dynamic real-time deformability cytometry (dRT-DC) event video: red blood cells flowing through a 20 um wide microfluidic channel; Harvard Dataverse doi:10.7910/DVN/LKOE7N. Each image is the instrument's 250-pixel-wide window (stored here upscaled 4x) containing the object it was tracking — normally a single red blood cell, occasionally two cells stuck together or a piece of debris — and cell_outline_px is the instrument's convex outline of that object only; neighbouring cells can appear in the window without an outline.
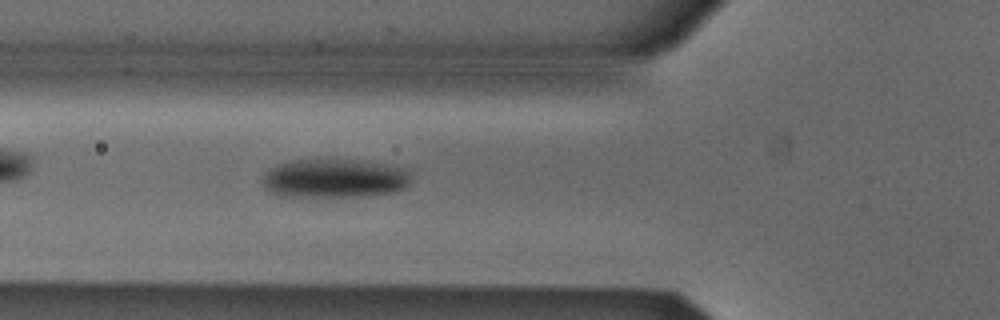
{"species": "Egyptian fruit bat (a non-hibernating species)", "species_latin": "Rousettus aegyptiacus", "temperature_condition": "cold", "stored_images_in_passage": 29, "camera_frame_rate_fps": 3000, "um_per_image_px": 0.085, "animal": {"sex": "male"}, "frame": {"image": 1, "passage_image": 7, "time_ms": 2.0, "image_size_px": [1000, 320], "cell_outline_px": [[408, 184], [404, 188], [396, 192], [356, 196], [280, 196], [272, 192], [264, 184], [264, 176], [268, 168], [292, 160], [324, 156], [364, 160], [388, 164], [404, 168], [408, 172]], "centroid_in_image_um": [28.43, 15.1], "position_along_channel_um": 97.4, "area_um2": 34.33}}
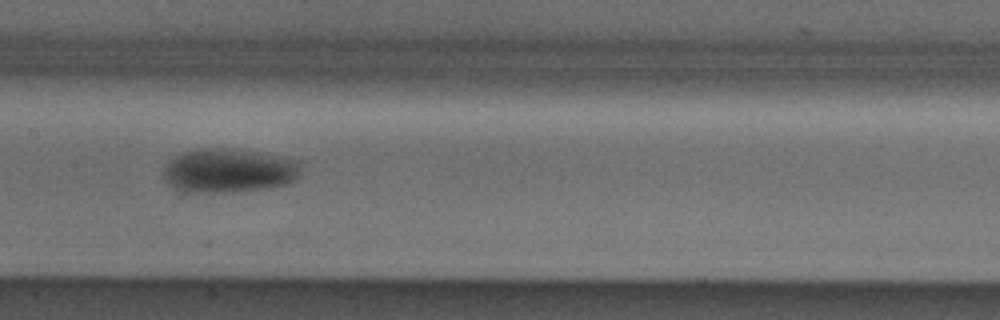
{"frame": {"image": 2, "passage_image": 14, "time_ms": 4.333, "image_size_px": [1000, 320], "cell_outline_px": [[300, 160], [296, 180], [288, 184], [268, 188], [236, 192], [184, 192], [172, 188], [164, 180], [164, 168], [168, 160], [184, 152], [248, 152]], "centroid_in_image_um": [19.43, 14.6], "position_along_channel_um": 188.0, "area_um2": 33.81}}
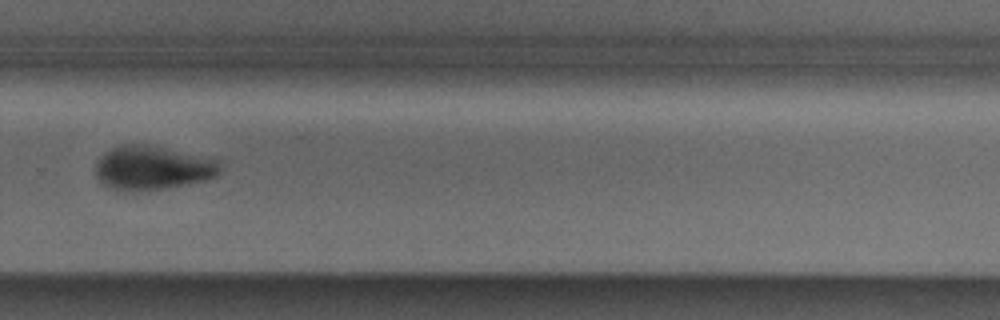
{"frame": {"image": 3, "passage_image": 24, "time_ms": 7.667, "image_size_px": [1000, 320], "cell_outline_px": [[220, 172], [216, 176], [208, 180], [168, 188], [116, 192], [100, 184], [96, 176], [96, 164], [112, 148], [124, 144], [140, 144], [220, 160]], "centroid_in_image_um": [12.95, 14.32], "position_along_channel_um": 316.9, "area_um2": 31.62}}